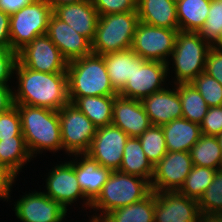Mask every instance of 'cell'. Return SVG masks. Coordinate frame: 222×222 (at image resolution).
I'll list each match as a JSON object with an SVG mask.
<instances>
[{
  "instance_id": "cell-1",
  "label": "cell",
  "mask_w": 222,
  "mask_h": 222,
  "mask_svg": "<svg viewBox=\"0 0 222 222\" xmlns=\"http://www.w3.org/2000/svg\"><path fill=\"white\" fill-rule=\"evenodd\" d=\"M18 78L14 104L44 107L59 111L68 104L67 72L45 73L31 70L18 61L15 69Z\"/></svg>"
},
{
  "instance_id": "cell-2",
  "label": "cell",
  "mask_w": 222,
  "mask_h": 222,
  "mask_svg": "<svg viewBox=\"0 0 222 222\" xmlns=\"http://www.w3.org/2000/svg\"><path fill=\"white\" fill-rule=\"evenodd\" d=\"M21 117L22 134L30 155L40 150L63 149L58 111L15 104Z\"/></svg>"
},
{
  "instance_id": "cell-3",
  "label": "cell",
  "mask_w": 222,
  "mask_h": 222,
  "mask_svg": "<svg viewBox=\"0 0 222 222\" xmlns=\"http://www.w3.org/2000/svg\"><path fill=\"white\" fill-rule=\"evenodd\" d=\"M68 96H117L110 83L104 57L90 54L68 62Z\"/></svg>"
},
{
  "instance_id": "cell-4",
  "label": "cell",
  "mask_w": 222,
  "mask_h": 222,
  "mask_svg": "<svg viewBox=\"0 0 222 222\" xmlns=\"http://www.w3.org/2000/svg\"><path fill=\"white\" fill-rule=\"evenodd\" d=\"M151 191L148 180L118 170L112 171L100 194L90 206L103 210V214L93 216L91 222H99L110 211L142 200Z\"/></svg>"
},
{
  "instance_id": "cell-5",
  "label": "cell",
  "mask_w": 222,
  "mask_h": 222,
  "mask_svg": "<svg viewBox=\"0 0 222 222\" xmlns=\"http://www.w3.org/2000/svg\"><path fill=\"white\" fill-rule=\"evenodd\" d=\"M138 23L137 11L99 16L92 41V52L97 55H105L131 49Z\"/></svg>"
},
{
  "instance_id": "cell-6",
  "label": "cell",
  "mask_w": 222,
  "mask_h": 222,
  "mask_svg": "<svg viewBox=\"0 0 222 222\" xmlns=\"http://www.w3.org/2000/svg\"><path fill=\"white\" fill-rule=\"evenodd\" d=\"M210 48L198 32H178L172 52L177 78L175 84L191 83L204 72L206 57Z\"/></svg>"
},
{
  "instance_id": "cell-7",
  "label": "cell",
  "mask_w": 222,
  "mask_h": 222,
  "mask_svg": "<svg viewBox=\"0 0 222 222\" xmlns=\"http://www.w3.org/2000/svg\"><path fill=\"white\" fill-rule=\"evenodd\" d=\"M52 8L46 0H36L10 15L11 50L18 52L37 36L47 34Z\"/></svg>"
},
{
  "instance_id": "cell-8",
  "label": "cell",
  "mask_w": 222,
  "mask_h": 222,
  "mask_svg": "<svg viewBox=\"0 0 222 222\" xmlns=\"http://www.w3.org/2000/svg\"><path fill=\"white\" fill-rule=\"evenodd\" d=\"M61 140L67 153L80 155L86 153L96 134L97 127L71 102L58 111Z\"/></svg>"
},
{
  "instance_id": "cell-9",
  "label": "cell",
  "mask_w": 222,
  "mask_h": 222,
  "mask_svg": "<svg viewBox=\"0 0 222 222\" xmlns=\"http://www.w3.org/2000/svg\"><path fill=\"white\" fill-rule=\"evenodd\" d=\"M179 31L139 21L131 49L145 60L169 63L166 57L172 55Z\"/></svg>"
},
{
  "instance_id": "cell-10",
  "label": "cell",
  "mask_w": 222,
  "mask_h": 222,
  "mask_svg": "<svg viewBox=\"0 0 222 222\" xmlns=\"http://www.w3.org/2000/svg\"><path fill=\"white\" fill-rule=\"evenodd\" d=\"M168 65V63L160 61L145 60L136 54L134 56V73L131 78H128L126 85L118 95L142 100L154 92L164 89L161 84L165 77L167 78Z\"/></svg>"
},
{
  "instance_id": "cell-11",
  "label": "cell",
  "mask_w": 222,
  "mask_h": 222,
  "mask_svg": "<svg viewBox=\"0 0 222 222\" xmlns=\"http://www.w3.org/2000/svg\"><path fill=\"white\" fill-rule=\"evenodd\" d=\"M17 61L31 70L45 73L66 72L68 61L47 34L37 36L17 52Z\"/></svg>"
},
{
  "instance_id": "cell-12",
  "label": "cell",
  "mask_w": 222,
  "mask_h": 222,
  "mask_svg": "<svg viewBox=\"0 0 222 222\" xmlns=\"http://www.w3.org/2000/svg\"><path fill=\"white\" fill-rule=\"evenodd\" d=\"M192 166L190 152L168 151L154 166L150 182L151 190L154 192L179 191Z\"/></svg>"
},
{
  "instance_id": "cell-13",
  "label": "cell",
  "mask_w": 222,
  "mask_h": 222,
  "mask_svg": "<svg viewBox=\"0 0 222 222\" xmlns=\"http://www.w3.org/2000/svg\"><path fill=\"white\" fill-rule=\"evenodd\" d=\"M128 138L125 132L113 124L99 127L86 154L95 159L99 165L117 171L121 166Z\"/></svg>"
},
{
  "instance_id": "cell-14",
  "label": "cell",
  "mask_w": 222,
  "mask_h": 222,
  "mask_svg": "<svg viewBox=\"0 0 222 222\" xmlns=\"http://www.w3.org/2000/svg\"><path fill=\"white\" fill-rule=\"evenodd\" d=\"M198 201L176 192H155L154 222H198Z\"/></svg>"
},
{
  "instance_id": "cell-15",
  "label": "cell",
  "mask_w": 222,
  "mask_h": 222,
  "mask_svg": "<svg viewBox=\"0 0 222 222\" xmlns=\"http://www.w3.org/2000/svg\"><path fill=\"white\" fill-rule=\"evenodd\" d=\"M15 204V213L22 222H62L67 213L57 201L44 192H34L22 196Z\"/></svg>"
},
{
  "instance_id": "cell-16",
  "label": "cell",
  "mask_w": 222,
  "mask_h": 222,
  "mask_svg": "<svg viewBox=\"0 0 222 222\" xmlns=\"http://www.w3.org/2000/svg\"><path fill=\"white\" fill-rule=\"evenodd\" d=\"M47 35L68 62L93 53L92 42L53 13L49 18Z\"/></svg>"
},
{
  "instance_id": "cell-17",
  "label": "cell",
  "mask_w": 222,
  "mask_h": 222,
  "mask_svg": "<svg viewBox=\"0 0 222 222\" xmlns=\"http://www.w3.org/2000/svg\"><path fill=\"white\" fill-rule=\"evenodd\" d=\"M47 196L59 202L67 211V205L78 197L85 198L75 173V162H65L53 168L46 180Z\"/></svg>"
},
{
  "instance_id": "cell-18",
  "label": "cell",
  "mask_w": 222,
  "mask_h": 222,
  "mask_svg": "<svg viewBox=\"0 0 222 222\" xmlns=\"http://www.w3.org/2000/svg\"><path fill=\"white\" fill-rule=\"evenodd\" d=\"M112 124L129 137L137 138L152 125L141 100L120 95L114 99Z\"/></svg>"
},
{
  "instance_id": "cell-19",
  "label": "cell",
  "mask_w": 222,
  "mask_h": 222,
  "mask_svg": "<svg viewBox=\"0 0 222 222\" xmlns=\"http://www.w3.org/2000/svg\"><path fill=\"white\" fill-rule=\"evenodd\" d=\"M52 13L70 25L77 33L93 41L99 14L91 0L60 5L55 7Z\"/></svg>"
},
{
  "instance_id": "cell-20",
  "label": "cell",
  "mask_w": 222,
  "mask_h": 222,
  "mask_svg": "<svg viewBox=\"0 0 222 222\" xmlns=\"http://www.w3.org/2000/svg\"><path fill=\"white\" fill-rule=\"evenodd\" d=\"M173 89H162L141 100L152 125L163 126L182 118V104L179 93Z\"/></svg>"
},
{
  "instance_id": "cell-21",
  "label": "cell",
  "mask_w": 222,
  "mask_h": 222,
  "mask_svg": "<svg viewBox=\"0 0 222 222\" xmlns=\"http://www.w3.org/2000/svg\"><path fill=\"white\" fill-rule=\"evenodd\" d=\"M82 160L75 162V173L79 183V186L85 196L86 206H91V203L100 194L102 187L106 183L111 170L105 168L91 158L86 153H81ZM78 162V163H77Z\"/></svg>"
},
{
  "instance_id": "cell-22",
  "label": "cell",
  "mask_w": 222,
  "mask_h": 222,
  "mask_svg": "<svg viewBox=\"0 0 222 222\" xmlns=\"http://www.w3.org/2000/svg\"><path fill=\"white\" fill-rule=\"evenodd\" d=\"M137 13L143 23L179 30L176 0H137Z\"/></svg>"
},
{
  "instance_id": "cell-23",
  "label": "cell",
  "mask_w": 222,
  "mask_h": 222,
  "mask_svg": "<svg viewBox=\"0 0 222 222\" xmlns=\"http://www.w3.org/2000/svg\"><path fill=\"white\" fill-rule=\"evenodd\" d=\"M161 127L164 132L167 151L170 152H190L202 135L200 124L185 118L175 119Z\"/></svg>"
},
{
  "instance_id": "cell-24",
  "label": "cell",
  "mask_w": 222,
  "mask_h": 222,
  "mask_svg": "<svg viewBox=\"0 0 222 222\" xmlns=\"http://www.w3.org/2000/svg\"><path fill=\"white\" fill-rule=\"evenodd\" d=\"M115 97L116 96L69 97V101L99 128L112 124Z\"/></svg>"
},
{
  "instance_id": "cell-25",
  "label": "cell",
  "mask_w": 222,
  "mask_h": 222,
  "mask_svg": "<svg viewBox=\"0 0 222 222\" xmlns=\"http://www.w3.org/2000/svg\"><path fill=\"white\" fill-rule=\"evenodd\" d=\"M120 172L138 176L151 182L154 166L147 159L141 142L137 137H129L124 147Z\"/></svg>"
},
{
  "instance_id": "cell-26",
  "label": "cell",
  "mask_w": 222,
  "mask_h": 222,
  "mask_svg": "<svg viewBox=\"0 0 222 222\" xmlns=\"http://www.w3.org/2000/svg\"><path fill=\"white\" fill-rule=\"evenodd\" d=\"M155 192L133 204L116 208L99 222H154Z\"/></svg>"
},
{
  "instance_id": "cell-27",
  "label": "cell",
  "mask_w": 222,
  "mask_h": 222,
  "mask_svg": "<svg viewBox=\"0 0 222 222\" xmlns=\"http://www.w3.org/2000/svg\"><path fill=\"white\" fill-rule=\"evenodd\" d=\"M132 49L116 51L102 55L109 75L110 83L114 90L119 93L128 78L134 73V56Z\"/></svg>"
},
{
  "instance_id": "cell-28",
  "label": "cell",
  "mask_w": 222,
  "mask_h": 222,
  "mask_svg": "<svg viewBox=\"0 0 222 222\" xmlns=\"http://www.w3.org/2000/svg\"><path fill=\"white\" fill-rule=\"evenodd\" d=\"M211 0H176L179 30L198 32L207 19Z\"/></svg>"
},
{
  "instance_id": "cell-29",
  "label": "cell",
  "mask_w": 222,
  "mask_h": 222,
  "mask_svg": "<svg viewBox=\"0 0 222 222\" xmlns=\"http://www.w3.org/2000/svg\"><path fill=\"white\" fill-rule=\"evenodd\" d=\"M192 164L212 169H222V151L216 136L201 135L190 150Z\"/></svg>"
},
{
  "instance_id": "cell-30",
  "label": "cell",
  "mask_w": 222,
  "mask_h": 222,
  "mask_svg": "<svg viewBox=\"0 0 222 222\" xmlns=\"http://www.w3.org/2000/svg\"><path fill=\"white\" fill-rule=\"evenodd\" d=\"M175 85L182 104V118L200 124L207 114V103L192 83Z\"/></svg>"
},
{
  "instance_id": "cell-31",
  "label": "cell",
  "mask_w": 222,
  "mask_h": 222,
  "mask_svg": "<svg viewBox=\"0 0 222 222\" xmlns=\"http://www.w3.org/2000/svg\"><path fill=\"white\" fill-rule=\"evenodd\" d=\"M30 155L24 136H14L0 140V160L3 165L8 166L16 174L20 171L23 164L29 161Z\"/></svg>"
},
{
  "instance_id": "cell-32",
  "label": "cell",
  "mask_w": 222,
  "mask_h": 222,
  "mask_svg": "<svg viewBox=\"0 0 222 222\" xmlns=\"http://www.w3.org/2000/svg\"><path fill=\"white\" fill-rule=\"evenodd\" d=\"M216 171V169L193 165L178 192L198 201L212 183Z\"/></svg>"
},
{
  "instance_id": "cell-33",
  "label": "cell",
  "mask_w": 222,
  "mask_h": 222,
  "mask_svg": "<svg viewBox=\"0 0 222 222\" xmlns=\"http://www.w3.org/2000/svg\"><path fill=\"white\" fill-rule=\"evenodd\" d=\"M147 159L155 166L168 152L161 126L151 125L138 137Z\"/></svg>"
},
{
  "instance_id": "cell-34",
  "label": "cell",
  "mask_w": 222,
  "mask_h": 222,
  "mask_svg": "<svg viewBox=\"0 0 222 222\" xmlns=\"http://www.w3.org/2000/svg\"><path fill=\"white\" fill-rule=\"evenodd\" d=\"M222 32V0H211L207 19L198 31L201 38L213 47Z\"/></svg>"
},
{
  "instance_id": "cell-35",
  "label": "cell",
  "mask_w": 222,
  "mask_h": 222,
  "mask_svg": "<svg viewBox=\"0 0 222 222\" xmlns=\"http://www.w3.org/2000/svg\"><path fill=\"white\" fill-rule=\"evenodd\" d=\"M200 213H222V169L216 171L212 183L198 200Z\"/></svg>"
},
{
  "instance_id": "cell-36",
  "label": "cell",
  "mask_w": 222,
  "mask_h": 222,
  "mask_svg": "<svg viewBox=\"0 0 222 222\" xmlns=\"http://www.w3.org/2000/svg\"><path fill=\"white\" fill-rule=\"evenodd\" d=\"M201 94L208 107L222 106V85L205 72L191 82Z\"/></svg>"
},
{
  "instance_id": "cell-37",
  "label": "cell",
  "mask_w": 222,
  "mask_h": 222,
  "mask_svg": "<svg viewBox=\"0 0 222 222\" xmlns=\"http://www.w3.org/2000/svg\"><path fill=\"white\" fill-rule=\"evenodd\" d=\"M23 136L20 113L14 105L0 114V140Z\"/></svg>"
},
{
  "instance_id": "cell-38",
  "label": "cell",
  "mask_w": 222,
  "mask_h": 222,
  "mask_svg": "<svg viewBox=\"0 0 222 222\" xmlns=\"http://www.w3.org/2000/svg\"><path fill=\"white\" fill-rule=\"evenodd\" d=\"M99 16L137 11V0H91Z\"/></svg>"
},
{
  "instance_id": "cell-39",
  "label": "cell",
  "mask_w": 222,
  "mask_h": 222,
  "mask_svg": "<svg viewBox=\"0 0 222 222\" xmlns=\"http://www.w3.org/2000/svg\"><path fill=\"white\" fill-rule=\"evenodd\" d=\"M201 133L217 136L222 132V106L208 108L207 114L200 123Z\"/></svg>"
},
{
  "instance_id": "cell-40",
  "label": "cell",
  "mask_w": 222,
  "mask_h": 222,
  "mask_svg": "<svg viewBox=\"0 0 222 222\" xmlns=\"http://www.w3.org/2000/svg\"><path fill=\"white\" fill-rule=\"evenodd\" d=\"M17 63V52L11 49H0V84H7Z\"/></svg>"
},
{
  "instance_id": "cell-41",
  "label": "cell",
  "mask_w": 222,
  "mask_h": 222,
  "mask_svg": "<svg viewBox=\"0 0 222 222\" xmlns=\"http://www.w3.org/2000/svg\"><path fill=\"white\" fill-rule=\"evenodd\" d=\"M204 72L222 85V51L211 47L207 53Z\"/></svg>"
},
{
  "instance_id": "cell-42",
  "label": "cell",
  "mask_w": 222,
  "mask_h": 222,
  "mask_svg": "<svg viewBox=\"0 0 222 222\" xmlns=\"http://www.w3.org/2000/svg\"><path fill=\"white\" fill-rule=\"evenodd\" d=\"M17 174L6 165H0V198L8 199Z\"/></svg>"
},
{
  "instance_id": "cell-43",
  "label": "cell",
  "mask_w": 222,
  "mask_h": 222,
  "mask_svg": "<svg viewBox=\"0 0 222 222\" xmlns=\"http://www.w3.org/2000/svg\"><path fill=\"white\" fill-rule=\"evenodd\" d=\"M0 49H11L10 15L0 10Z\"/></svg>"
},
{
  "instance_id": "cell-44",
  "label": "cell",
  "mask_w": 222,
  "mask_h": 222,
  "mask_svg": "<svg viewBox=\"0 0 222 222\" xmlns=\"http://www.w3.org/2000/svg\"><path fill=\"white\" fill-rule=\"evenodd\" d=\"M35 1L36 0H0V10L8 15H12Z\"/></svg>"
},
{
  "instance_id": "cell-45",
  "label": "cell",
  "mask_w": 222,
  "mask_h": 222,
  "mask_svg": "<svg viewBox=\"0 0 222 222\" xmlns=\"http://www.w3.org/2000/svg\"><path fill=\"white\" fill-rule=\"evenodd\" d=\"M14 92L7 84H0V114L12 108L14 104Z\"/></svg>"
},
{
  "instance_id": "cell-46",
  "label": "cell",
  "mask_w": 222,
  "mask_h": 222,
  "mask_svg": "<svg viewBox=\"0 0 222 222\" xmlns=\"http://www.w3.org/2000/svg\"><path fill=\"white\" fill-rule=\"evenodd\" d=\"M198 222H222V213H200Z\"/></svg>"
},
{
  "instance_id": "cell-47",
  "label": "cell",
  "mask_w": 222,
  "mask_h": 222,
  "mask_svg": "<svg viewBox=\"0 0 222 222\" xmlns=\"http://www.w3.org/2000/svg\"><path fill=\"white\" fill-rule=\"evenodd\" d=\"M46 1L49 3V5L53 10L55 7H58L63 4L78 3L85 0H46Z\"/></svg>"
},
{
  "instance_id": "cell-48",
  "label": "cell",
  "mask_w": 222,
  "mask_h": 222,
  "mask_svg": "<svg viewBox=\"0 0 222 222\" xmlns=\"http://www.w3.org/2000/svg\"><path fill=\"white\" fill-rule=\"evenodd\" d=\"M213 48H216L219 51H222V32L216 42V44L213 46Z\"/></svg>"
},
{
  "instance_id": "cell-49",
  "label": "cell",
  "mask_w": 222,
  "mask_h": 222,
  "mask_svg": "<svg viewBox=\"0 0 222 222\" xmlns=\"http://www.w3.org/2000/svg\"><path fill=\"white\" fill-rule=\"evenodd\" d=\"M217 137V140L219 142V145H220V149L222 151V132L216 136Z\"/></svg>"
}]
</instances>
